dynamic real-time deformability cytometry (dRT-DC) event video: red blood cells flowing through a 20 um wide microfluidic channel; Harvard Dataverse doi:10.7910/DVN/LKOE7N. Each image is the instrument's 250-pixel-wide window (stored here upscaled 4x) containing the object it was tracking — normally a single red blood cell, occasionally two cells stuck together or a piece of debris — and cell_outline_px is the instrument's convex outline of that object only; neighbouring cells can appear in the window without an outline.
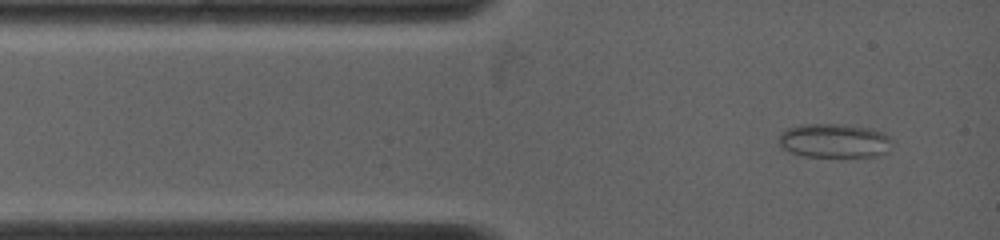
{"species": "common noctule bat (a hibernating species)", "species_latin": "Nyctalus noctula", "temperature_condition": "warm", "stored_images_in_passage": 81, "camera_frame_rate_fps": 5000, "um_per_image_px": 0.085, "animal": {"sex": "female", "body_mass_g": 19.0, "forearm_length_mm": 53.3}, "frame": {"image": 1, "passage_image": 4, "time_ms": 0.6, "image_size_px": [1000, 240], "cell_outline_px": [[892, 140], [888, 152], [872, 156], [804, 156], [792, 152], [784, 148], [776, 140], [780, 132], [788, 128], [800, 124], [840, 124], [868, 128], [884, 132]], "centroid_in_image_um": [70.89, 11.94], "position_along_channel_um": 14.1, "area_um2": 22.43}}
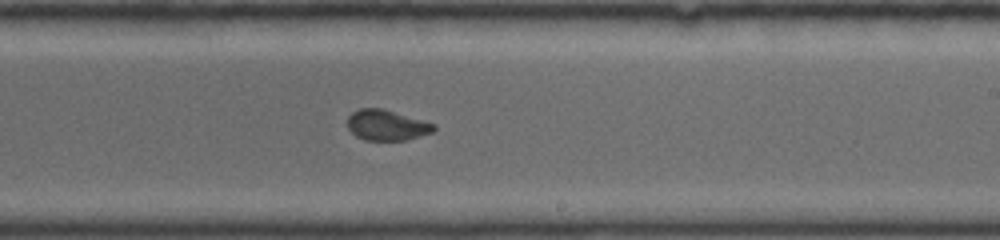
{"frame": {"image": 2, "passage_image": 38, "time_ms": 7.4, "image_size_px": [1000, 240], "cell_outline_px": [[436, 128], [432, 132], [404, 140], [364, 140], [356, 136], [348, 128], [348, 116], [352, 112], [360, 108], [384, 108], [436, 124]], "centroid_in_image_um": [32.86, 10.62], "position_along_channel_um": 256.1, "area_um2": 15.37}}
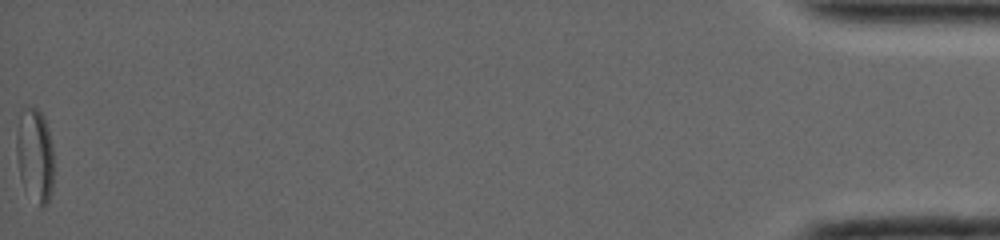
{"frame": {"image": 3, "passage_image": 81, "time_ms": 16.0, "image_size_px": [1000, 240], "cell_outline_px": [[52, 188], [48, 204], [40, 208], [24, 188], [20, 176], [16, 152], [16, 136], [20, 108], [28, 104], [36, 108], [44, 116], [48, 128], [52, 144]], "centroid_in_image_um": [2.95, 13.14], "position_along_channel_um": 432.3, "area_um2": 20.75}, "authors_computed_cell_mechanics": {"area_um2": 16.9932, "velocity_mm_per_s": 3.986, "shape_relaxation_time_tau1_ms": null, "shape_relaxation_time_tau2_ms": 0.5624, "deformation_change_tau1": null, "deformation_change_tau2": 0.0591}}